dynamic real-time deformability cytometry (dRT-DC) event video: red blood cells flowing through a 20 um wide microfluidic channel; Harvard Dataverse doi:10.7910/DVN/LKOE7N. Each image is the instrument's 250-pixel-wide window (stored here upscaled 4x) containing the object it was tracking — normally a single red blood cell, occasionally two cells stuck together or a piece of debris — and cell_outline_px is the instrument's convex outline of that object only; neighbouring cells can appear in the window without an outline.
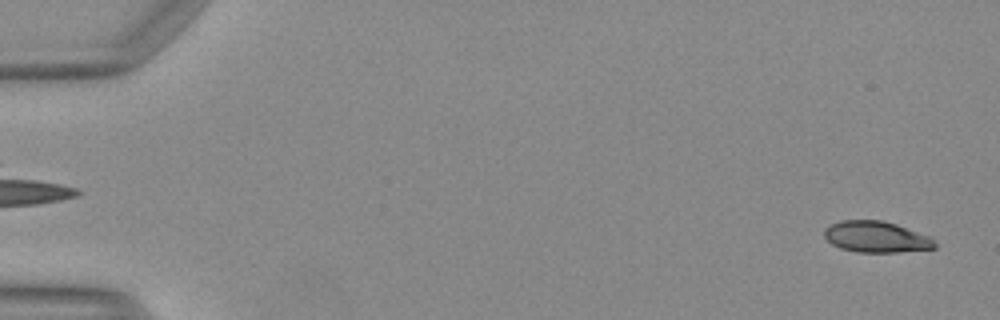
{"species": "Egyptian fruit bat (a non-hibernating species)", "species_latin": "Rousettus aegyptiacus", "temperature_condition": "warm", "stored_images_in_passage": 43, "camera_frame_rate_fps": 3000, "um_per_image_px": 0.085, "animal": {"sex": "female"}, "frame": {"image": 1, "passage_image": 2, "time_ms": 0.333, "image_size_px": [1000, 320], "cell_outline_px": [[936, 248], [900, 252], [856, 252], [840, 248], [832, 244], [824, 236], [824, 228], [840, 220], [880, 220], [896, 224], [928, 236], [936, 244]], "centroid_in_image_um": [74.44, 20.14], "position_along_channel_um": 10.6, "area_um2": 19.94}}
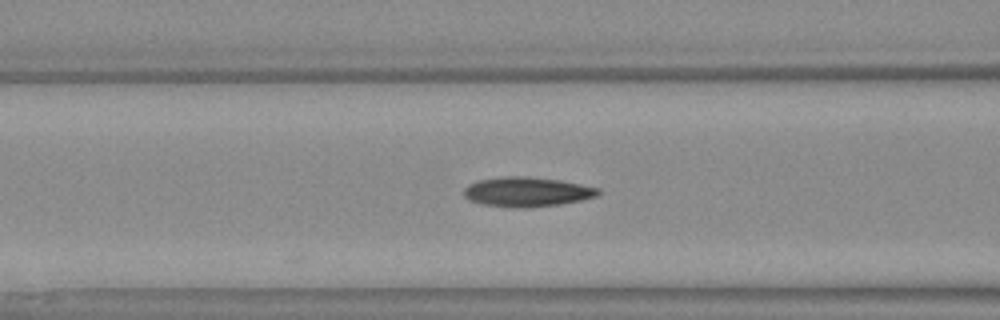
{"frame": {"image": 2, "passage_image": 21, "time_ms": 6.667, "image_size_px": [1000, 320], "cell_outline_px": [[600, 192], [596, 196], [580, 200], [560, 204], [524, 208], [484, 204], [472, 200], [464, 196], [464, 188], [468, 184], [480, 180], [504, 176], [528, 176], [560, 180], [600, 188]], "centroid_in_image_um": [44.81, 16.29], "position_along_channel_um": 121.8, "area_um2": 22.89}}
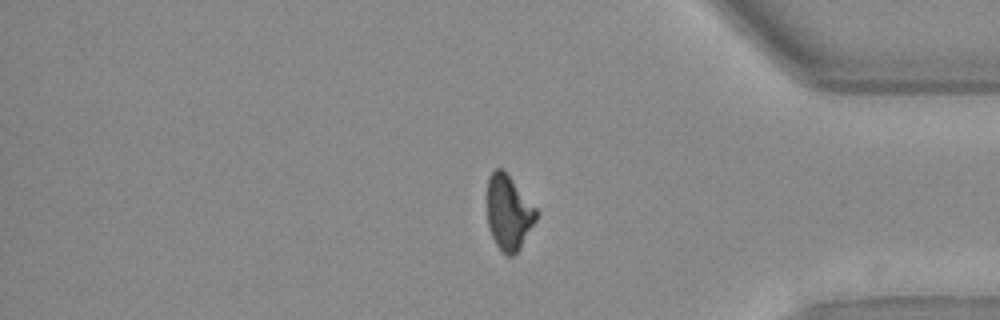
{"frame": {"image": 3, "passage_image": 42, "time_ms": 13.667, "image_size_px": [1000, 320], "cell_outline_px": [[536, 220], [520, 248], [512, 256], [508, 256], [496, 244], [492, 236], [488, 224], [488, 176], [496, 168], [504, 168], [536, 208]], "centroid_in_image_um": [43.23, 18.02], "position_along_channel_um": 392.0, "area_um2": 21.15}, "authors_computed_cell_mechanics": {"area_um2": 22.1374, "velocity_mm_per_s": 4.1495, "shape_relaxation_time_tau1_ms": null, "shape_relaxation_time_tau2_ms": 4.0359, "deformation_change_tau1": null, "deformation_change_tau2": 0.1122}}